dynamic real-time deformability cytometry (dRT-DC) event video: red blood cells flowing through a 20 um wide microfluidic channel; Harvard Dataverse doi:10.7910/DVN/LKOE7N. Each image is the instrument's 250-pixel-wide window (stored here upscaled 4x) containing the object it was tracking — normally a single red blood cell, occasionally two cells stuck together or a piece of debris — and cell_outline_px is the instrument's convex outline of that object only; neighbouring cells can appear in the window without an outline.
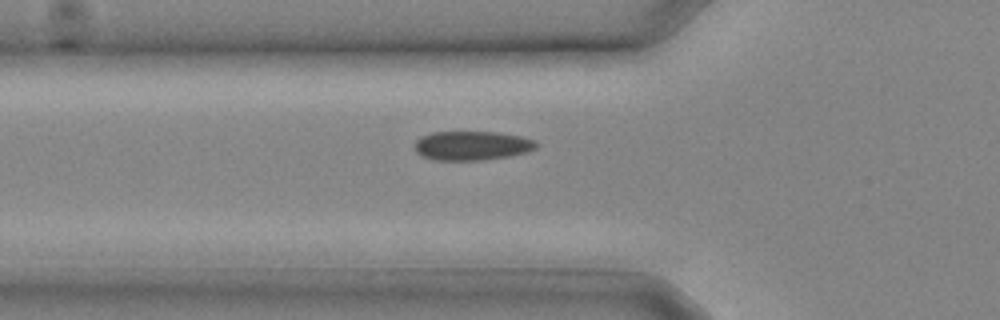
{"species": "common noctule bat (a hibernating species)", "species_latin": "Nyctalus noctula", "temperature_condition": "cold", "stored_images_in_passage": 17, "camera_frame_rate_fps": 3000, "um_per_image_px": 0.085, "animal": {"sex": "male", "body_mass_g": 20.4}, "frame": {"image": 1, "passage_image": 2, "time_ms": 0.333, "image_size_px": [1000, 320], "cell_outline_px": [[540, 144], [536, 148], [528, 152], [508, 156], [484, 160], [432, 160], [420, 156], [416, 152], [416, 140], [424, 136], [436, 132], [496, 132], [520, 136], [536, 140]], "centroid_in_image_um": [40.16, 12.39], "position_along_channel_um": 85.6, "area_um2": 20.69}}
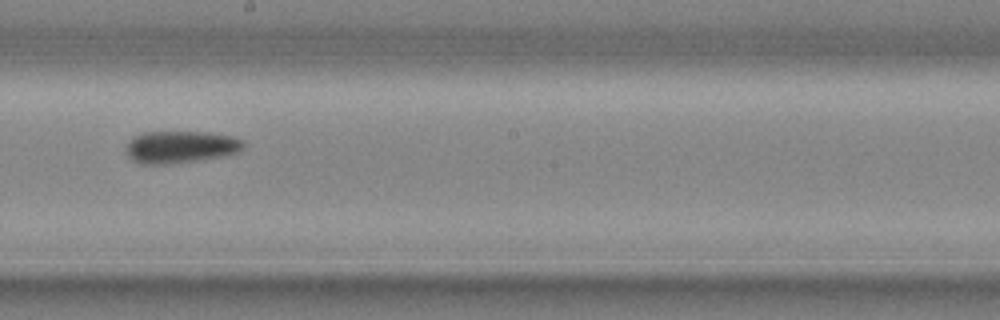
{"frame": {"image": 2, "passage_image": 8, "time_ms": 2.333, "image_size_px": [1000, 320], "cell_outline_px": [[244, 148], [240, 152], [228, 156], [164, 164], [140, 164], [132, 160], [124, 152], [124, 148], [128, 140], [132, 136], [144, 132], [208, 132], [232, 136], [244, 140]], "centroid_in_image_um": [15.33, 12.49], "position_along_channel_um": 232.9, "area_um2": 22.48}}
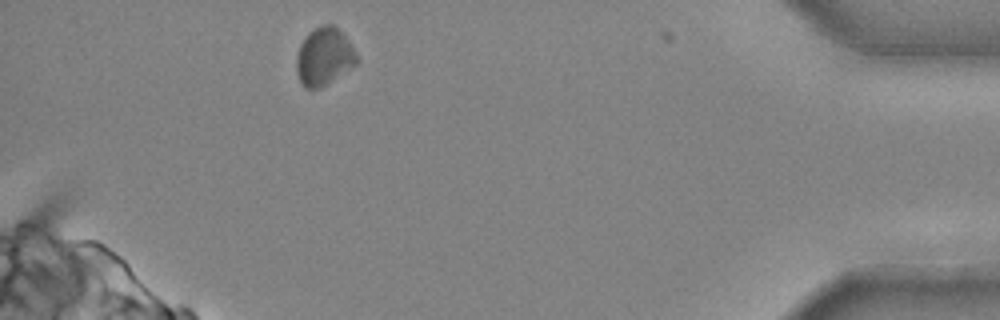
{"frame": {"image": 3, "passage_image": 17, "time_ms": 5.333, "image_size_px": [1000, 320], "cell_outline_px": [[360, 60], [356, 64], [320, 88], [304, 88], [300, 84], [296, 72], [296, 56], [300, 44], [308, 32], [324, 24], [332, 24], [344, 32], [356, 52]], "centroid_in_image_um": [27.54, 4.79], "position_along_channel_um": 407.7, "area_um2": 20.52}}